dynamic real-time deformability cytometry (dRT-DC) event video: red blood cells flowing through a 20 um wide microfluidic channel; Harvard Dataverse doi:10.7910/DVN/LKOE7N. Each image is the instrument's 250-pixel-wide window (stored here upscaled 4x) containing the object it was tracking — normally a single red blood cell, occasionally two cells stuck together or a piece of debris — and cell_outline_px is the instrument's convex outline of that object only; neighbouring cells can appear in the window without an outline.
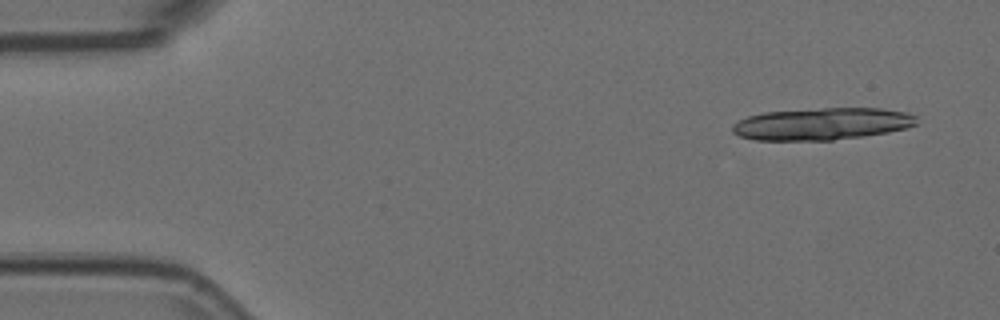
{"species": "Egyptian fruit bat (a non-hibernating species)", "species_latin": "Rousettus aegyptiacus", "temperature_condition": "room temperature", "stored_images_in_passage": 19, "camera_frame_rate_fps": 3000, "um_per_image_px": 0.085, "animal": {"sex": "female"}, "frame": {"image": 1, "passage_image": 1, "time_ms": 0.0, "image_size_px": [1000, 320], "cell_outline_px": [[916, 124], [904, 128], [888, 132], [864, 136], [832, 140], [756, 140], [740, 136], [732, 132], [732, 124], [748, 116], [764, 112], [820, 108], [880, 108], [908, 112], [916, 116]], "centroid_in_image_um": [69.87, 10.52], "position_along_channel_um": 15.1, "area_um2": 34.45}}